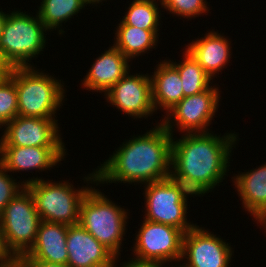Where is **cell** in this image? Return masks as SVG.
Masks as SVG:
<instances>
[{
  "label": "cell",
  "instance_id": "15",
  "mask_svg": "<svg viewBox=\"0 0 266 267\" xmlns=\"http://www.w3.org/2000/svg\"><path fill=\"white\" fill-rule=\"evenodd\" d=\"M66 246L70 267H114L116 256L79 223L68 225Z\"/></svg>",
  "mask_w": 266,
  "mask_h": 267
},
{
  "label": "cell",
  "instance_id": "1",
  "mask_svg": "<svg viewBox=\"0 0 266 267\" xmlns=\"http://www.w3.org/2000/svg\"><path fill=\"white\" fill-rule=\"evenodd\" d=\"M229 132L222 137L212 131L172 137L171 177L199 197L214 191L226 179L239 143L238 134Z\"/></svg>",
  "mask_w": 266,
  "mask_h": 267
},
{
  "label": "cell",
  "instance_id": "9",
  "mask_svg": "<svg viewBox=\"0 0 266 267\" xmlns=\"http://www.w3.org/2000/svg\"><path fill=\"white\" fill-rule=\"evenodd\" d=\"M214 84L202 93L184 97L163 115L161 124L174 136L175 128L181 133H207L219 108L220 88ZM175 127V128H174Z\"/></svg>",
  "mask_w": 266,
  "mask_h": 267
},
{
  "label": "cell",
  "instance_id": "16",
  "mask_svg": "<svg viewBox=\"0 0 266 267\" xmlns=\"http://www.w3.org/2000/svg\"><path fill=\"white\" fill-rule=\"evenodd\" d=\"M208 32V33H207ZM203 37L193 39L192 42L186 44L185 49L199 63L205 72L213 78H217L222 70L228 66L231 53V41L228 36H224L218 31H207ZM227 65V66H226ZM218 74V75H217Z\"/></svg>",
  "mask_w": 266,
  "mask_h": 267
},
{
  "label": "cell",
  "instance_id": "22",
  "mask_svg": "<svg viewBox=\"0 0 266 267\" xmlns=\"http://www.w3.org/2000/svg\"><path fill=\"white\" fill-rule=\"evenodd\" d=\"M35 11L45 27L51 32L58 30L57 35L65 33L63 23L74 18L85 8L83 0H42Z\"/></svg>",
  "mask_w": 266,
  "mask_h": 267
},
{
  "label": "cell",
  "instance_id": "10",
  "mask_svg": "<svg viewBox=\"0 0 266 267\" xmlns=\"http://www.w3.org/2000/svg\"><path fill=\"white\" fill-rule=\"evenodd\" d=\"M138 230L130 248L135 259L167 266L181 261L184 233L180 229L143 219Z\"/></svg>",
  "mask_w": 266,
  "mask_h": 267
},
{
  "label": "cell",
  "instance_id": "12",
  "mask_svg": "<svg viewBox=\"0 0 266 267\" xmlns=\"http://www.w3.org/2000/svg\"><path fill=\"white\" fill-rule=\"evenodd\" d=\"M113 85L105 95L106 102L133 119L150 118L156 113L152 102V82L148 73H130Z\"/></svg>",
  "mask_w": 266,
  "mask_h": 267
},
{
  "label": "cell",
  "instance_id": "25",
  "mask_svg": "<svg viewBox=\"0 0 266 267\" xmlns=\"http://www.w3.org/2000/svg\"><path fill=\"white\" fill-rule=\"evenodd\" d=\"M18 116L15 81L8 75L0 79V129Z\"/></svg>",
  "mask_w": 266,
  "mask_h": 267
},
{
  "label": "cell",
  "instance_id": "29",
  "mask_svg": "<svg viewBox=\"0 0 266 267\" xmlns=\"http://www.w3.org/2000/svg\"><path fill=\"white\" fill-rule=\"evenodd\" d=\"M119 256L115 258V263L114 267H163V264L158 263V262H153V261H142V260H137L135 258H128L130 260H125L124 262H121L120 265L117 263L120 262Z\"/></svg>",
  "mask_w": 266,
  "mask_h": 267
},
{
  "label": "cell",
  "instance_id": "20",
  "mask_svg": "<svg viewBox=\"0 0 266 267\" xmlns=\"http://www.w3.org/2000/svg\"><path fill=\"white\" fill-rule=\"evenodd\" d=\"M150 75L152 82V102L155 111L166 114L183 98L182 81L178 70L165 58L155 66Z\"/></svg>",
  "mask_w": 266,
  "mask_h": 267
},
{
  "label": "cell",
  "instance_id": "2",
  "mask_svg": "<svg viewBox=\"0 0 266 267\" xmlns=\"http://www.w3.org/2000/svg\"><path fill=\"white\" fill-rule=\"evenodd\" d=\"M172 137L160 121L144 134L125 139L95 169L97 185L134 183L141 187L171 177Z\"/></svg>",
  "mask_w": 266,
  "mask_h": 267
},
{
  "label": "cell",
  "instance_id": "5",
  "mask_svg": "<svg viewBox=\"0 0 266 267\" xmlns=\"http://www.w3.org/2000/svg\"><path fill=\"white\" fill-rule=\"evenodd\" d=\"M26 13L21 10L7 11L0 37V55L9 68L34 67L31 60L38 58L46 49L48 38L45 33L50 31L38 14L35 17Z\"/></svg>",
  "mask_w": 266,
  "mask_h": 267
},
{
  "label": "cell",
  "instance_id": "35",
  "mask_svg": "<svg viewBox=\"0 0 266 267\" xmlns=\"http://www.w3.org/2000/svg\"><path fill=\"white\" fill-rule=\"evenodd\" d=\"M9 70H10V68L7 65H0V79L4 75L8 74Z\"/></svg>",
  "mask_w": 266,
  "mask_h": 267
},
{
  "label": "cell",
  "instance_id": "32",
  "mask_svg": "<svg viewBox=\"0 0 266 267\" xmlns=\"http://www.w3.org/2000/svg\"><path fill=\"white\" fill-rule=\"evenodd\" d=\"M254 222H256V224H258L257 226H261L259 228L260 229L263 228L265 230L264 232L266 234V215L257 218Z\"/></svg>",
  "mask_w": 266,
  "mask_h": 267
},
{
  "label": "cell",
  "instance_id": "21",
  "mask_svg": "<svg viewBox=\"0 0 266 267\" xmlns=\"http://www.w3.org/2000/svg\"><path fill=\"white\" fill-rule=\"evenodd\" d=\"M116 27L113 46L131 63L137 57L145 55L154 48L156 49L159 43L160 30H144L131 25H118Z\"/></svg>",
  "mask_w": 266,
  "mask_h": 267
},
{
  "label": "cell",
  "instance_id": "13",
  "mask_svg": "<svg viewBox=\"0 0 266 267\" xmlns=\"http://www.w3.org/2000/svg\"><path fill=\"white\" fill-rule=\"evenodd\" d=\"M58 125V119L17 116L2 129L0 146L65 147Z\"/></svg>",
  "mask_w": 266,
  "mask_h": 267
},
{
  "label": "cell",
  "instance_id": "37",
  "mask_svg": "<svg viewBox=\"0 0 266 267\" xmlns=\"http://www.w3.org/2000/svg\"><path fill=\"white\" fill-rule=\"evenodd\" d=\"M0 65H6V63H5L4 60L2 59L1 55H0Z\"/></svg>",
  "mask_w": 266,
  "mask_h": 267
},
{
  "label": "cell",
  "instance_id": "17",
  "mask_svg": "<svg viewBox=\"0 0 266 267\" xmlns=\"http://www.w3.org/2000/svg\"><path fill=\"white\" fill-rule=\"evenodd\" d=\"M104 53L99 54L92 62L89 71H87L81 87L88 91L107 93V91L119 82L129 71L131 62L117 48L109 46Z\"/></svg>",
  "mask_w": 266,
  "mask_h": 267
},
{
  "label": "cell",
  "instance_id": "24",
  "mask_svg": "<svg viewBox=\"0 0 266 267\" xmlns=\"http://www.w3.org/2000/svg\"><path fill=\"white\" fill-rule=\"evenodd\" d=\"M161 0H133L118 25H131L144 30H160ZM161 25V26H160Z\"/></svg>",
  "mask_w": 266,
  "mask_h": 267
},
{
  "label": "cell",
  "instance_id": "31",
  "mask_svg": "<svg viewBox=\"0 0 266 267\" xmlns=\"http://www.w3.org/2000/svg\"><path fill=\"white\" fill-rule=\"evenodd\" d=\"M1 267H31L22 257H16L12 262Z\"/></svg>",
  "mask_w": 266,
  "mask_h": 267
},
{
  "label": "cell",
  "instance_id": "27",
  "mask_svg": "<svg viewBox=\"0 0 266 267\" xmlns=\"http://www.w3.org/2000/svg\"><path fill=\"white\" fill-rule=\"evenodd\" d=\"M8 173L7 169L0 163V215L6 205L25 187L22 180L18 181L17 178Z\"/></svg>",
  "mask_w": 266,
  "mask_h": 267
},
{
  "label": "cell",
  "instance_id": "14",
  "mask_svg": "<svg viewBox=\"0 0 266 267\" xmlns=\"http://www.w3.org/2000/svg\"><path fill=\"white\" fill-rule=\"evenodd\" d=\"M66 147L0 146V163L11 174L19 171L51 170L68 154Z\"/></svg>",
  "mask_w": 266,
  "mask_h": 267
},
{
  "label": "cell",
  "instance_id": "36",
  "mask_svg": "<svg viewBox=\"0 0 266 267\" xmlns=\"http://www.w3.org/2000/svg\"><path fill=\"white\" fill-rule=\"evenodd\" d=\"M172 267H186L183 263L181 264V261H180V265H179V262H178V265L177 263H175V266L173 265V263H171ZM170 265L168 267H171ZM163 267H167L165 264H163Z\"/></svg>",
  "mask_w": 266,
  "mask_h": 267
},
{
  "label": "cell",
  "instance_id": "26",
  "mask_svg": "<svg viewBox=\"0 0 266 267\" xmlns=\"http://www.w3.org/2000/svg\"><path fill=\"white\" fill-rule=\"evenodd\" d=\"M163 10L169 11V14L180 16L189 19H195L202 15H207L210 12V8L207 0H161Z\"/></svg>",
  "mask_w": 266,
  "mask_h": 267
},
{
  "label": "cell",
  "instance_id": "23",
  "mask_svg": "<svg viewBox=\"0 0 266 267\" xmlns=\"http://www.w3.org/2000/svg\"><path fill=\"white\" fill-rule=\"evenodd\" d=\"M179 72L184 97L196 95L210 88L213 84L210 76L199 63L184 49L182 61L167 59ZM211 83V84H210Z\"/></svg>",
  "mask_w": 266,
  "mask_h": 267
},
{
  "label": "cell",
  "instance_id": "4",
  "mask_svg": "<svg viewBox=\"0 0 266 267\" xmlns=\"http://www.w3.org/2000/svg\"><path fill=\"white\" fill-rule=\"evenodd\" d=\"M34 67L10 68L8 75L15 81L18 116L57 119L63 106L66 88L63 80Z\"/></svg>",
  "mask_w": 266,
  "mask_h": 267
},
{
  "label": "cell",
  "instance_id": "34",
  "mask_svg": "<svg viewBox=\"0 0 266 267\" xmlns=\"http://www.w3.org/2000/svg\"><path fill=\"white\" fill-rule=\"evenodd\" d=\"M6 15H7V13L3 12V10L0 9V37H1V34H2L3 24H4L5 20H6Z\"/></svg>",
  "mask_w": 266,
  "mask_h": 267
},
{
  "label": "cell",
  "instance_id": "7",
  "mask_svg": "<svg viewBox=\"0 0 266 267\" xmlns=\"http://www.w3.org/2000/svg\"><path fill=\"white\" fill-rule=\"evenodd\" d=\"M144 217L148 221L166 224L180 229L183 233L191 230L197 223L190 222L187 216L189 195L197 197L182 183L172 177L144 184ZM189 220H188V219Z\"/></svg>",
  "mask_w": 266,
  "mask_h": 267
},
{
  "label": "cell",
  "instance_id": "18",
  "mask_svg": "<svg viewBox=\"0 0 266 267\" xmlns=\"http://www.w3.org/2000/svg\"><path fill=\"white\" fill-rule=\"evenodd\" d=\"M67 233L68 225L41 220L36 241L22 258L25 261L67 264Z\"/></svg>",
  "mask_w": 266,
  "mask_h": 267
},
{
  "label": "cell",
  "instance_id": "30",
  "mask_svg": "<svg viewBox=\"0 0 266 267\" xmlns=\"http://www.w3.org/2000/svg\"><path fill=\"white\" fill-rule=\"evenodd\" d=\"M31 267H70L67 264L47 263L44 261H26Z\"/></svg>",
  "mask_w": 266,
  "mask_h": 267
},
{
  "label": "cell",
  "instance_id": "28",
  "mask_svg": "<svg viewBox=\"0 0 266 267\" xmlns=\"http://www.w3.org/2000/svg\"><path fill=\"white\" fill-rule=\"evenodd\" d=\"M15 258L16 256L6 244L4 232L0 224V267L12 262Z\"/></svg>",
  "mask_w": 266,
  "mask_h": 267
},
{
  "label": "cell",
  "instance_id": "11",
  "mask_svg": "<svg viewBox=\"0 0 266 267\" xmlns=\"http://www.w3.org/2000/svg\"><path fill=\"white\" fill-rule=\"evenodd\" d=\"M234 251L231 243L196 224L183 235L181 263L186 267H230Z\"/></svg>",
  "mask_w": 266,
  "mask_h": 267
},
{
  "label": "cell",
  "instance_id": "19",
  "mask_svg": "<svg viewBox=\"0 0 266 267\" xmlns=\"http://www.w3.org/2000/svg\"><path fill=\"white\" fill-rule=\"evenodd\" d=\"M234 176V177H233ZM232 176L242 208L256 220L266 215V162Z\"/></svg>",
  "mask_w": 266,
  "mask_h": 267
},
{
  "label": "cell",
  "instance_id": "33",
  "mask_svg": "<svg viewBox=\"0 0 266 267\" xmlns=\"http://www.w3.org/2000/svg\"><path fill=\"white\" fill-rule=\"evenodd\" d=\"M84 1V4L86 5V7H87V5H91V6H98V5H100V3H101V5H102V3H103V1H107V0H83ZM96 4H98V5H96Z\"/></svg>",
  "mask_w": 266,
  "mask_h": 267
},
{
  "label": "cell",
  "instance_id": "3",
  "mask_svg": "<svg viewBox=\"0 0 266 267\" xmlns=\"http://www.w3.org/2000/svg\"><path fill=\"white\" fill-rule=\"evenodd\" d=\"M84 177V178H83ZM85 185L75 188L69 180H44L41 176L23 179L22 183L30 191L35 209L40 219L52 223L75 225L80 221V206L82 200L92 188L97 185L96 171L82 176ZM53 181V182H52ZM91 185L89 186V184ZM89 186V187H88Z\"/></svg>",
  "mask_w": 266,
  "mask_h": 267
},
{
  "label": "cell",
  "instance_id": "6",
  "mask_svg": "<svg viewBox=\"0 0 266 267\" xmlns=\"http://www.w3.org/2000/svg\"><path fill=\"white\" fill-rule=\"evenodd\" d=\"M95 188L94 185L82 200L79 224L116 257L120 256L122 241L126 240L123 237L127 232L129 210Z\"/></svg>",
  "mask_w": 266,
  "mask_h": 267
},
{
  "label": "cell",
  "instance_id": "8",
  "mask_svg": "<svg viewBox=\"0 0 266 267\" xmlns=\"http://www.w3.org/2000/svg\"><path fill=\"white\" fill-rule=\"evenodd\" d=\"M40 222L33 197L24 187L0 215L6 244L16 257L24 256L34 245Z\"/></svg>",
  "mask_w": 266,
  "mask_h": 267
}]
</instances>
